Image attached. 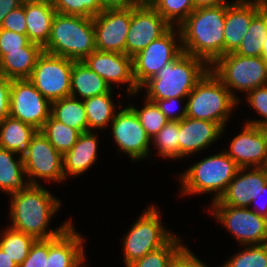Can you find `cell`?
I'll return each mask as SVG.
<instances>
[{
    "label": "cell",
    "instance_id": "1",
    "mask_svg": "<svg viewBox=\"0 0 267 267\" xmlns=\"http://www.w3.org/2000/svg\"><path fill=\"white\" fill-rule=\"evenodd\" d=\"M11 228L37 239H49L60 235L71 223L69 219L56 229H49L61 201L40 185H28L25 189L10 194ZM71 220V221H70Z\"/></svg>",
    "mask_w": 267,
    "mask_h": 267
},
{
    "label": "cell",
    "instance_id": "2",
    "mask_svg": "<svg viewBox=\"0 0 267 267\" xmlns=\"http://www.w3.org/2000/svg\"><path fill=\"white\" fill-rule=\"evenodd\" d=\"M229 5L200 7L178 26L184 53L211 66L224 55V25Z\"/></svg>",
    "mask_w": 267,
    "mask_h": 267
},
{
    "label": "cell",
    "instance_id": "3",
    "mask_svg": "<svg viewBox=\"0 0 267 267\" xmlns=\"http://www.w3.org/2000/svg\"><path fill=\"white\" fill-rule=\"evenodd\" d=\"M209 70L210 66L205 61L182 51L146 81L140 87V92L146 89L144 96L148 100L187 98Z\"/></svg>",
    "mask_w": 267,
    "mask_h": 267
},
{
    "label": "cell",
    "instance_id": "4",
    "mask_svg": "<svg viewBox=\"0 0 267 267\" xmlns=\"http://www.w3.org/2000/svg\"><path fill=\"white\" fill-rule=\"evenodd\" d=\"M96 50L93 18L56 13L43 51L83 61Z\"/></svg>",
    "mask_w": 267,
    "mask_h": 267
},
{
    "label": "cell",
    "instance_id": "5",
    "mask_svg": "<svg viewBox=\"0 0 267 267\" xmlns=\"http://www.w3.org/2000/svg\"><path fill=\"white\" fill-rule=\"evenodd\" d=\"M238 170L237 164L225 151L206 157L180 175L181 194L191 196L214 192L212 202L217 201Z\"/></svg>",
    "mask_w": 267,
    "mask_h": 267
},
{
    "label": "cell",
    "instance_id": "6",
    "mask_svg": "<svg viewBox=\"0 0 267 267\" xmlns=\"http://www.w3.org/2000/svg\"><path fill=\"white\" fill-rule=\"evenodd\" d=\"M187 117L208 120L226 128L232 109L239 101L209 70L187 96Z\"/></svg>",
    "mask_w": 267,
    "mask_h": 267
},
{
    "label": "cell",
    "instance_id": "7",
    "mask_svg": "<svg viewBox=\"0 0 267 267\" xmlns=\"http://www.w3.org/2000/svg\"><path fill=\"white\" fill-rule=\"evenodd\" d=\"M212 73L224 84L229 92L240 91L246 94L254 88L267 84V60L263 56L245 57L236 53H226L211 66Z\"/></svg>",
    "mask_w": 267,
    "mask_h": 267
},
{
    "label": "cell",
    "instance_id": "8",
    "mask_svg": "<svg viewBox=\"0 0 267 267\" xmlns=\"http://www.w3.org/2000/svg\"><path fill=\"white\" fill-rule=\"evenodd\" d=\"M154 205L146 208L123 238L125 266L164 246L173 236L165 229Z\"/></svg>",
    "mask_w": 267,
    "mask_h": 267
},
{
    "label": "cell",
    "instance_id": "9",
    "mask_svg": "<svg viewBox=\"0 0 267 267\" xmlns=\"http://www.w3.org/2000/svg\"><path fill=\"white\" fill-rule=\"evenodd\" d=\"M73 62L43 51L28 79L50 102L70 96Z\"/></svg>",
    "mask_w": 267,
    "mask_h": 267
},
{
    "label": "cell",
    "instance_id": "10",
    "mask_svg": "<svg viewBox=\"0 0 267 267\" xmlns=\"http://www.w3.org/2000/svg\"><path fill=\"white\" fill-rule=\"evenodd\" d=\"M178 41V42H177ZM179 28L171 27L164 35L152 41L142 51L132 57L133 78L140 87L154 77L167 63L173 61L181 52Z\"/></svg>",
    "mask_w": 267,
    "mask_h": 267
},
{
    "label": "cell",
    "instance_id": "11",
    "mask_svg": "<svg viewBox=\"0 0 267 267\" xmlns=\"http://www.w3.org/2000/svg\"><path fill=\"white\" fill-rule=\"evenodd\" d=\"M209 211L216 220L244 245L267 243V218L249 208L211 205Z\"/></svg>",
    "mask_w": 267,
    "mask_h": 267
},
{
    "label": "cell",
    "instance_id": "12",
    "mask_svg": "<svg viewBox=\"0 0 267 267\" xmlns=\"http://www.w3.org/2000/svg\"><path fill=\"white\" fill-rule=\"evenodd\" d=\"M23 164L29 185H40L38 179L45 182L65 180L63 155L40 131L31 138L28 152L23 156Z\"/></svg>",
    "mask_w": 267,
    "mask_h": 267
},
{
    "label": "cell",
    "instance_id": "13",
    "mask_svg": "<svg viewBox=\"0 0 267 267\" xmlns=\"http://www.w3.org/2000/svg\"><path fill=\"white\" fill-rule=\"evenodd\" d=\"M51 115V102L29 81L13 79L9 116L33 126L38 131Z\"/></svg>",
    "mask_w": 267,
    "mask_h": 267
},
{
    "label": "cell",
    "instance_id": "14",
    "mask_svg": "<svg viewBox=\"0 0 267 267\" xmlns=\"http://www.w3.org/2000/svg\"><path fill=\"white\" fill-rule=\"evenodd\" d=\"M117 111L111 122L110 130L120 151L129 155L131 161H140L150 157L151 139L135 111L130 106Z\"/></svg>",
    "mask_w": 267,
    "mask_h": 267
},
{
    "label": "cell",
    "instance_id": "15",
    "mask_svg": "<svg viewBox=\"0 0 267 267\" xmlns=\"http://www.w3.org/2000/svg\"><path fill=\"white\" fill-rule=\"evenodd\" d=\"M171 27L152 6L138 5L131 8L125 54L130 57L135 56L152 41L164 35Z\"/></svg>",
    "mask_w": 267,
    "mask_h": 267
},
{
    "label": "cell",
    "instance_id": "16",
    "mask_svg": "<svg viewBox=\"0 0 267 267\" xmlns=\"http://www.w3.org/2000/svg\"><path fill=\"white\" fill-rule=\"evenodd\" d=\"M131 9H104L93 17L96 50L125 54Z\"/></svg>",
    "mask_w": 267,
    "mask_h": 267
},
{
    "label": "cell",
    "instance_id": "17",
    "mask_svg": "<svg viewBox=\"0 0 267 267\" xmlns=\"http://www.w3.org/2000/svg\"><path fill=\"white\" fill-rule=\"evenodd\" d=\"M83 62L112 87L128 84V95H136L140 91L133 78L132 57L123 53L105 52L95 50Z\"/></svg>",
    "mask_w": 267,
    "mask_h": 267
},
{
    "label": "cell",
    "instance_id": "18",
    "mask_svg": "<svg viewBox=\"0 0 267 267\" xmlns=\"http://www.w3.org/2000/svg\"><path fill=\"white\" fill-rule=\"evenodd\" d=\"M225 150L239 168L264 167L267 155V128L245 124Z\"/></svg>",
    "mask_w": 267,
    "mask_h": 267
},
{
    "label": "cell",
    "instance_id": "19",
    "mask_svg": "<svg viewBox=\"0 0 267 267\" xmlns=\"http://www.w3.org/2000/svg\"><path fill=\"white\" fill-rule=\"evenodd\" d=\"M266 184L267 168H239L224 194L219 198V200L212 202L211 205H228L233 207L249 208L252 198Z\"/></svg>",
    "mask_w": 267,
    "mask_h": 267
},
{
    "label": "cell",
    "instance_id": "20",
    "mask_svg": "<svg viewBox=\"0 0 267 267\" xmlns=\"http://www.w3.org/2000/svg\"><path fill=\"white\" fill-rule=\"evenodd\" d=\"M72 223L58 236L48 239L45 267H80L86 259L84 237Z\"/></svg>",
    "mask_w": 267,
    "mask_h": 267
},
{
    "label": "cell",
    "instance_id": "21",
    "mask_svg": "<svg viewBox=\"0 0 267 267\" xmlns=\"http://www.w3.org/2000/svg\"><path fill=\"white\" fill-rule=\"evenodd\" d=\"M267 4V0H243L226 9L224 25V55L234 52L243 40L252 18Z\"/></svg>",
    "mask_w": 267,
    "mask_h": 267
},
{
    "label": "cell",
    "instance_id": "22",
    "mask_svg": "<svg viewBox=\"0 0 267 267\" xmlns=\"http://www.w3.org/2000/svg\"><path fill=\"white\" fill-rule=\"evenodd\" d=\"M223 132L218 123L185 117L179 121V159L206 149Z\"/></svg>",
    "mask_w": 267,
    "mask_h": 267
},
{
    "label": "cell",
    "instance_id": "23",
    "mask_svg": "<svg viewBox=\"0 0 267 267\" xmlns=\"http://www.w3.org/2000/svg\"><path fill=\"white\" fill-rule=\"evenodd\" d=\"M98 149V139L94 130L81 133L75 145L63 155L65 179L87 171L96 162Z\"/></svg>",
    "mask_w": 267,
    "mask_h": 267
},
{
    "label": "cell",
    "instance_id": "24",
    "mask_svg": "<svg viewBox=\"0 0 267 267\" xmlns=\"http://www.w3.org/2000/svg\"><path fill=\"white\" fill-rule=\"evenodd\" d=\"M43 48L29 42L20 50L7 51L0 59V72L9 79H28Z\"/></svg>",
    "mask_w": 267,
    "mask_h": 267
},
{
    "label": "cell",
    "instance_id": "25",
    "mask_svg": "<svg viewBox=\"0 0 267 267\" xmlns=\"http://www.w3.org/2000/svg\"><path fill=\"white\" fill-rule=\"evenodd\" d=\"M55 14L52 5L25 1L26 35L30 42L42 48L47 44Z\"/></svg>",
    "mask_w": 267,
    "mask_h": 267
},
{
    "label": "cell",
    "instance_id": "26",
    "mask_svg": "<svg viewBox=\"0 0 267 267\" xmlns=\"http://www.w3.org/2000/svg\"><path fill=\"white\" fill-rule=\"evenodd\" d=\"M70 96L84 100L93 96L109 93L110 85L83 61H74L71 71ZM81 96V97H80Z\"/></svg>",
    "mask_w": 267,
    "mask_h": 267
},
{
    "label": "cell",
    "instance_id": "27",
    "mask_svg": "<svg viewBox=\"0 0 267 267\" xmlns=\"http://www.w3.org/2000/svg\"><path fill=\"white\" fill-rule=\"evenodd\" d=\"M37 131L33 126L8 116L0 122V147L23 157Z\"/></svg>",
    "mask_w": 267,
    "mask_h": 267
},
{
    "label": "cell",
    "instance_id": "28",
    "mask_svg": "<svg viewBox=\"0 0 267 267\" xmlns=\"http://www.w3.org/2000/svg\"><path fill=\"white\" fill-rule=\"evenodd\" d=\"M15 155V152L0 147V190L9 195L29 185L23 157L17 156L15 159Z\"/></svg>",
    "mask_w": 267,
    "mask_h": 267
},
{
    "label": "cell",
    "instance_id": "29",
    "mask_svg": "<svg viewBox=\"0 0 267 267\" xmlns=\"http://www.w3.org/2000/svg\"><path fill=\"white\" fill-rule=\"evenodd\" d=\"M51 115L80 133L88 132V121L83 100L67 96L51 102Z\"/></svg>",
    "mask_w": 267,
    "mask_h": 267
},
{
    "label": "cell",
    "instance_id": "30",
    "mask_svg": "<svg viewBox=\"0 0 267 267\" xmlns=\"http://www.w3.org/2000/svg\"><path fill=\"white\" fill-rule=\"evenodd\" d=\"M113 102L112 90L109 93L83 100L88 121V131H92L94 128L102 131L108 127L109 123L111 124L117 113V106Z\"/></svg>",
    "mask_w": 267,
    "mask_h": 267
},
{
    "label": "cell",
    "instance_id": "31",
    "mask_svg": "<svg viewBox=\"0 0 267 267\" xmlns=\"http://www.w3.org/2000/svg\"><path fill=\"white\" fill-rule=\"evenodd\" d=\"M267 36V4L252 18L242 42L233 52L245 57L263 56V41Z\"/></svg>",
    "mask_w": 267,
    "mask_h": 267
},
{
    "label": "cell",
    "instance_id": "32",
    "mask_svg": "<svg viewBox=\"0 0 267 267\" xmlns=\"http://www.w3.org/2000/svg\"><path fill=\"white\" fill-rule=\"evenodd\" d=\"M54 146V148L64 155L76 143L80 132L74 128L64 125L56 120L52 115L45 121L39 130Z\"/></svg>",
    "mask_w": 267,
    "mask_h": 267
},
{
    "label": "cell",
    "instance_id": "33",
    "mask_svg": "<svg viewBox=\"0 0 267 267\" xmlns=\"http://www.w3.org/2000/svg\"><path fill=\"white\" fill-rule=\"evenodd\" d=\"M3 231L0 235V248L19 266L28 256L36 239L11 227Z\"/></svg>",
    "mask_w": 267,
    "mask_h": 267
},
{
    "label": "cell",
    "instance_id": "34",
    "mask_svg": "<svg viewBox=\"0 0 267 267\" xmlns=\"http://www.w3.org/2000/svg\"><path fill=\"white\" fill-rule=\"evenodd\" d=\"M176 234L162 247L147 253L126 267H173L179 251L185 246Z\"/></svg>",
    "mask_w": 267,
    "mask_h": 267
},
{
    "label": "cell",
    "instance_id": "35",
    "mask_svg": "<svg viewBox=\"0 0 267 267\" xmlns=\"http://www.w3.org/2000/svg\"><path fill=\"white\" fill-rule=\"evenodd\" d=\"M151 140L158 156L179 160V121H168Z\"/></svg>",
    "mask_w": 267,
    "mask_h": 267
},
{
    "label": "cell",
    "instance_id": "36",
    "mask_svg": "<svg viewBox=\"0 0 267 267\" xmlns=\"http://www.w3.org/2000/svg\"><path fill=\"white\" fill-rule=\"evenodd\" d=\"M152 7L172 27H178L195 10L193 0H156Z\"/></svg>",
    "mask_w": 267,
    "mask_h": 267
},
{
    "label": "cell",
    "instance_id": "37",
    "mask_svg": "<svg viewBox=\"0 0 267 267\" xmlns=\"http://www.w3.org/2000/svg\"><path fill=\"white\" fill-rule=\"evenodd\" d=\"M221 267H267V243L244 245L243 250L232 255Z\"/></svg>",
    "mask_w": 267,
    "mask_h": 267
},
{
    "label": "cell",
    "instance_id": "38",
    "mask_svg": "<svg viewBox=\"0 0 267 267\" xmlns=\"http://www.w3.org/2000/svg\"><path fill=\"white\" fill-rule=\"evenodd\" d=\"M56 13L93 18L104 10L101 0H55Z\"/></svg>",
    "mask_w": 267,
    "mask_h": 267
},
{
    "label": "cell",
    "instance_id": "39",
    "mask_svg": "<svg viewBox=\"0 0 267 267\" xmlns=\"http://www.w3.org/2000/svg\"><path fill=\"white\" fill-rule=\"evenodd\" d=\"M144 100L145 105L140 110L133 105L129 106L135 111L141 125L151 139L165 126L168 120L155 102L146 98Z\"/></svg>",
    "mask_w": 267,
    "mask_h": 267
},
{
    "label": "cell",
    "instance_id": "40",
    "mask_svg": "<svg viewBox=\"0 0 267 267\" xmlns=\"http://www.w3.org/2000/svg\"><path fill=\"white\" fill-rule=\"evenodd\" d=\"M246 101L262 116L259 120H247L246 123L262 128H267V84L254 88L246 94Z\"/></svg>",
    "mask_w": 267,
    "mask_h": 267
},
{
    "label": "cell",
    "instance_id": "41",
    "mask_svg": "<svg viewBox=\"0 0 267 267\" xmlns=\"http://www.w3.org/2000/svg\"><path fill=\"white\" fill-rule=\"evenodd\" d=\"M26 34H19L11 30L0 28V59L7 51L20 50L29 43Z\"/></svg>",
    "mask_w": 267,
    "mask_h": 267
},
{
    "label": "cell",
    "instance_id": "42",
    "mask_svg": "<svg viewBox=\"0 0 267 267\" xmlns=\"http://www.w3.org/2000/svg\"><path fill=\"white\" fill-rule=\"evenodd\" d=\"M48 258V239H37L26 259L18 267H45Z\"/></svg>",
    "mask_w": 267,
    "mask_h": 267
},
{
    "label": "cell",
    "instance_id": "43",
    "mask_svg": "<svg viewBox=\"0 0 267 267\" xmlns=\"http://www.w3.org/2000/svg\"><path fill=\"white\" fill-rule=\"evenodd\" d=\"M182 99L185 100L186 98L173 97L164 100H149V101L156 103V105L159 107L160 111L165 115L168 121H181L182 119L187 117L186 103L181 108L182 109L180 110L181 112H178L176 110V105L178 106V103L180 104L182 102L181 101Z\"/></svg>",
    "mask_w": 267,
    "mask_h": 267
},
{
    "label": "cell",
    "instance_id": "44",
    "mask_svg": "<svg viewBox=\"0 0 267 267\" xmlns=\"http://www.w3.org/2000/svg\"><path fill=\"white\" fill-rule=\"evenodd\" d=\"M0 28L11 30L19 34H26L25 1L21 6L5 16Z\"/></svg>",
    "mask_w": 267,
    "mask_h": 267
},
{
    "label": "cell",
    "instance_id": "45",
    "mask_svg": "<svg viewBox=\"0 0 267 267\" xmlns=\"http://www.w3.org/2000/svg\"><path fill=\"white\" fill-rule=\"evenodd\" d=\"M12 79L0 72V122L9 116Z\"/></svg>",
    "mask_w": 267,
    "mask_h": 267
},
{
    "label": "cell",
    "instance_id": "46",
    "mask_svg": "<svg viewBox=\"0 0 267 267\" xmlns=\"http://www.w3.org/2000/svg\"><path fill=\"white\" fill-rule=\"evenodd\" d=\"M173 267H208L192 251L184 246L177 254ZM221 267V266H220Z\"/></svg>",
    "mask_w": 267,
    "mask_h": 267
},
{
    "label": "cell",
    "instance_id": "47",
    "mask_svg": "<svg viewBox=\"0 0 267 267\" xmlns=\"http://www.w3.org/2000/svg\"><path fill=\"white\" fill-rule=\"evenodd\" d=\"M24 1L25 0H0V27L2 26L5 16L21 6Z\"/></svg>",
    "mask_w": 267,
    "mask_h": 267
},
{
    "label": "cell",
    "instance_id": "48",
    "mask_svg": "<svg viewBox=\"0 0 267 267\" xmlns=\"http://www.w3.org/2000/svg\"><path fill=\"white\" fill-rule=\"evenodd\" d=\"M104 9H131L137 5L136 0H101Z\"/></svg>",
    "mask_w": 267,
    "mask_h": 267
},
{
    "label": "cell",
    "instance_id": "49",
    "mask_svg": "<svg viewBox=\"0 0 267 267\" xmlns=\"http://www.w3.org/2000/svg\"><path fill=\"white\" fill-rule=\"evenodd\" d=\"M265 194H267V184L252 198L251 200V204H250V208L249 209H252L253 211H255L258 215H261V216H264L267 218V206L265 207H261V208H257V203L260 199H262V196ZM265 198V197H264ZM254 204V205H253ZM253 205V206H251ZM256 205V207H255ZM262 206V205H261ZM253 207V208H251Z\"/></svg>",
    "mask_w": 267,
    "mask_h": 267
},
{
    "label": "cell",
    "instance_id": "50",
    "mask_svg": "<svg viewBox=\"0 0 267 267\" xmlns=\"http://www.w3.org/2000/svg\"><path fill=\"white\" fill-rule=\"evenodd\" d=\"M243 0H235L232 2H226V0H193L195 9L200 7H212V6H219V5H231Z\"/></svg>",
    "mask_w": 267,
    "mask_h": 267
},
{
    "label": "cell",
    "instance_id": "51",
    "mask_svg": "<svg viewBox=\"0 0 267 267\" xmlns=\"http://www.w3.org/2000/svg\"><path fill=\"white\" fill-rule=\"evenodd\" d=\"M0 267H18V265L1 248Z\"/></svg>",
    "mask_w": 267,
    "mask_h": 267
},
{
    "label": "cell",
    "instance_id": "52",
    "mask_svg": "<svg viewBox=\"0 0 267 267\" xmlns=\"http://www.w3.org/2000/svg\"><path fill=\"white\" fill-rule=\"evenodd\" d=\"M156 0H136L137 5L152 6Z\"/></svg>",
    "mask_w": 267,
    "mask_h": 267
},
{
    "label": "cell",
    "instance_id": "53",
    "mask_svg": "<svg viewBox=\"0 0 267 267\" xmlns=\"http://www.w3.org/2000/svg\"><path fill=\"white\" fill-rule=\"evenodd\" d=\"M25 1L32 2V3H46L52 6L55 2V0H25Z\"/></svg>",
    "mask_w": 267,
    "mask_h": 267
},
{
    "label": "cell",
    "instance_id": "54",
    "mask_svg": "<svg viewBox=\"0 0 267 267\" xmlns=\"http://www.w3.org/2000/svg\"><path fill=\"white\" fill-rule=\"evenodd\" d=\"M263 57L267 60V36L266 39L263 41Z\"/></svg>",
    "mask_w": 267,
    "mask_h": 267
},
{
    "label": "cell",
    "instance_id": "55",
    "mask_svg": "<svg viewBox=\"0 0 267 267\" xmlns=\"http://www.w3.org/2000/svg\"><path fill=\"white\" fill-rule=\"evenodd\" d=\"M264 168H267V155H266V162Z\"/></svg>",
    "mask_w": 267,
    "mask_h": 267
}]
</instances>
